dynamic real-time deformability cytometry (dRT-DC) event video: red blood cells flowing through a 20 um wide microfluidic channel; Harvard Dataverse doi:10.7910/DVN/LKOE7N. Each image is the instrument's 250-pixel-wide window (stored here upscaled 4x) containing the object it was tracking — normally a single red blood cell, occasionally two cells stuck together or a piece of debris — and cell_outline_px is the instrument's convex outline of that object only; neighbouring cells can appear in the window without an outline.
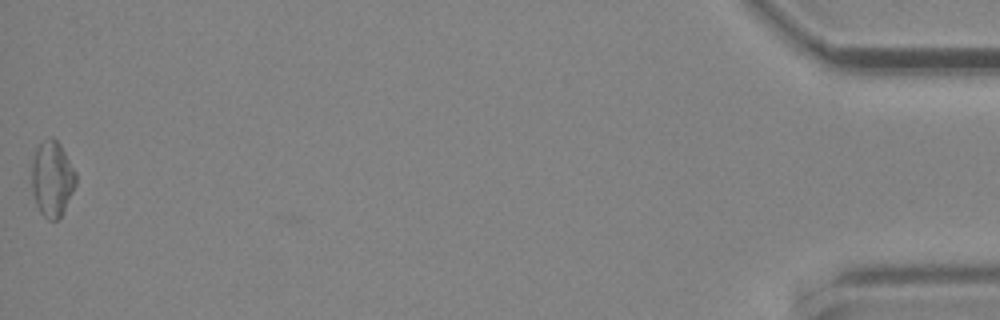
{"species": "common noctule bat (a hibernating species)", "species_latin": "Nyctalus noctula", "temperature_condition": "cold", "stored_images_in_passage": 16, "camera_frame_rate_fps": 3000, "um_per_image_px": 0.085, "animal": {"sex": "male", "body_mass_g": 19.2, "forearm_length_mm": 51.8}, "frame": {"image": 1, "passage_image": 16, "time_ms": 5.0, "image_size_px": [1000, 320], "cell_outline_px": [[76, 184], [60, 216], [56, 220], [48, 220], [40, 212], [36, 204], [32, 192], [32, 160], [36, 148], [48, 136], [52, 136], [60, 144], [76, 172]], "centroid_in_image_um": [4.42, 15.17], "position_along_channel_um": 430.8, "area_um2": 19.31}}